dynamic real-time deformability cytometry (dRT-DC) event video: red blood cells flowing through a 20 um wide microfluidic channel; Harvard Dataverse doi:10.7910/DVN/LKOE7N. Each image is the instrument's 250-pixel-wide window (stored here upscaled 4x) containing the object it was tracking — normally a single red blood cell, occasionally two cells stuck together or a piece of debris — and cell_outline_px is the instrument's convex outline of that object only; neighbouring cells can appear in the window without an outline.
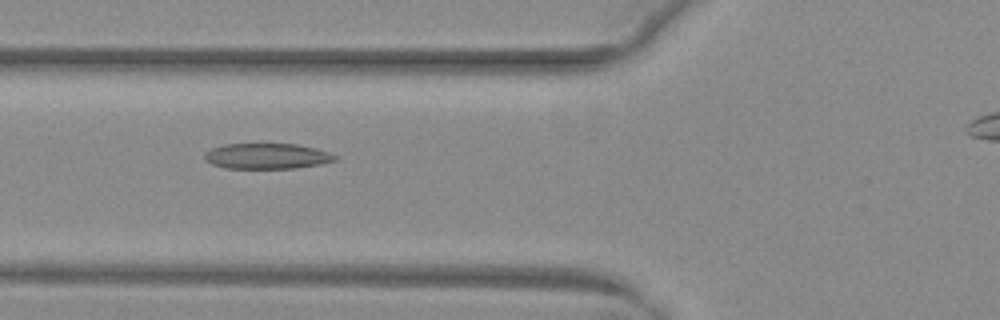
{"species": "common noctule bat (a hibernating species)", "species_latin": "Nyctalus noctula", "temperature_condition": "warm", "stored_images_in_passage": 48, "camera_frame_rate_fps": 3000, "um_per_image_px": 0.085, "animal": {"sex": "female", "body_mass_g": 29.2, "forearm_length_mm": 56.3}, "frame": {"image": 1, "passage_image": 21, "time_ms": 6.667, "image_size_px": [1000, 320], "cell_outline_px": [[336, 160], [320, 164], [296, 168], [224, 168], [212, 164], [204, 156], [204, 152], [212, 148], [224, 144], [296, 144], [316, 148], [328, 152], [336, 156]], "centroid_in_image_um": [22.68, 13.27], "position_along_channel_um": 103.1, "area_um2": 19.31}}
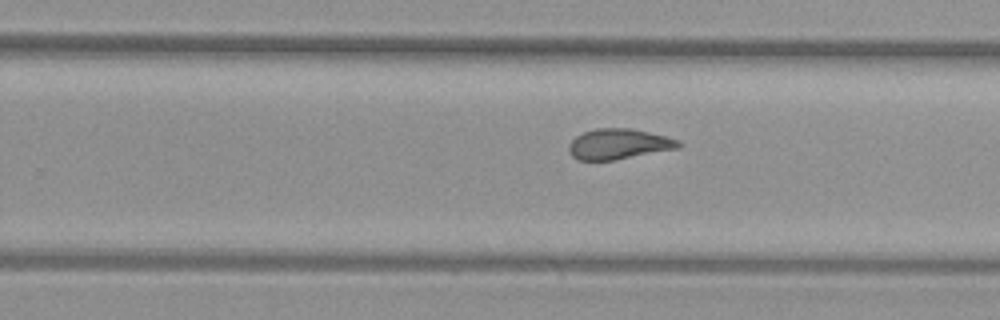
{"frame": {"image": 2, "passage_image": 34, "time_ms": 11.0, "image_size_px": [1000, 320], "cell_outline_px": [[684, 144], [680, 148], [616, 160], [576, 160], [568, 152], [568, 144], [576, 136], [584, 132], [596, 128], [632, 128], [680, 140]], "centroid_in_image_um": [52.6, 12.25], "position_along_channel_um": 277.2, "area_um2": 19.71}}
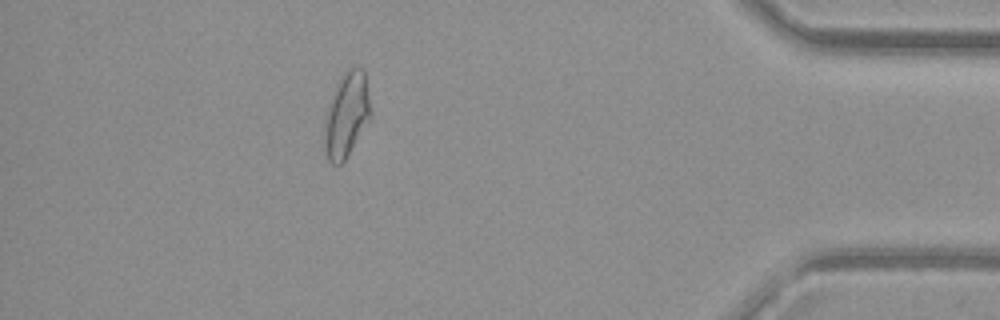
{"frame": {"image": 3, "passage_image": 47, "time_ms": 15.333, "image_size_px": [1000, 320], "cell_outline_px": [[372, 116], [344, 160], [340, 164], [332, 164], [328, 160], [324, 152], [324, 116], [328, 104], [336, 84], [340, 76], [348, 68], [360, 68], [364, 72], [372, 112]], "centroid_in_image_um": [29.43, 9.77], "position_along_channel_um": 405.8, "area_um2": 22.95}}